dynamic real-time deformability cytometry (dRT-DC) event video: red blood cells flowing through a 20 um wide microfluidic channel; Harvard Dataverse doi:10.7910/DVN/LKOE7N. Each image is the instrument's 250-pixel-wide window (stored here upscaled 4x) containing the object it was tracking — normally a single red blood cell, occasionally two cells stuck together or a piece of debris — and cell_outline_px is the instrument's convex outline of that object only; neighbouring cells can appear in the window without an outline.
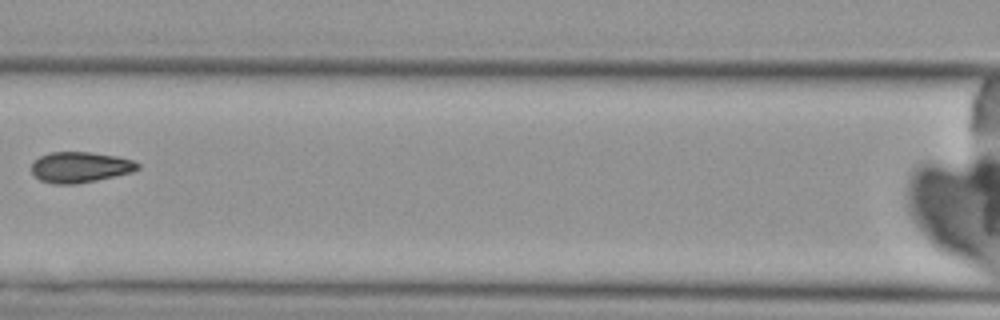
{"species": "Egyptian fruit bat (a non-hibernating species)", "species_latin": "Rousettus aegyptiacus", "temperature_condition": "cold", "stored_images_in_passage": 6, "camera_frame_rate_fps": 3000, "um_per_image_px": 0.085, "animal": {"sex": "female"}, "frame": {"image": 1, "passage_image": 6, "time_ms": 6.667, "image_size_px": [1000, 320], "cell_outline_px": [[140, 168], [132, 172], [96, 180], [76, 184], [56, 184], [40, 180], [32, 172], [32, 160], [48, 152], [88, 152], [116, 156], [132, 160], [140, 164]], "centroid_in_image_um": [6.79, 14.2], "position_along_channel_um": 159.8, "area_um2": 18.96}}